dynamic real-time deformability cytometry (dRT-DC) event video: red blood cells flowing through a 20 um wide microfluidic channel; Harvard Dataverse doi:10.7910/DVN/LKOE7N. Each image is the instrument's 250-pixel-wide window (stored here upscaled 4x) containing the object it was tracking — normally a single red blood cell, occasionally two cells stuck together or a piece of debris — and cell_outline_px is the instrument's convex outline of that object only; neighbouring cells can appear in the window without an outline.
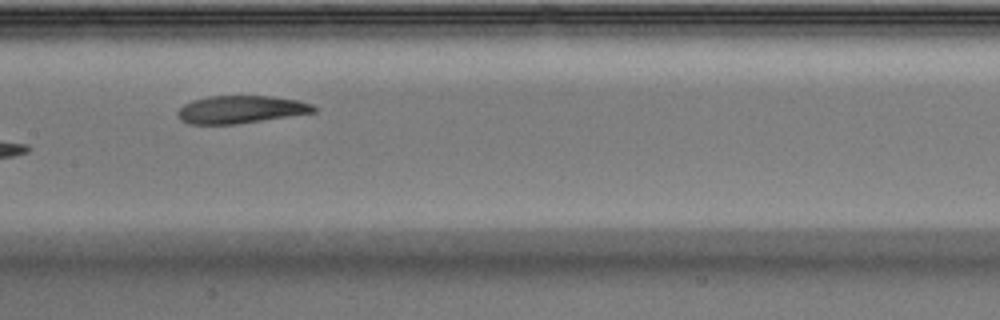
{"species": "Egyptian fruit bat (a non-hibernating species)", "species_latin": "Rousettus aegyptiacus", "temperature_condition": "warm", "stored_images_in_passage": 5, "camera_frame_rate_fps": 3000, "um_per_image_px": 0.085, "animal": {"sex": "male"}, "frame": {"image": 1, "passage_image": 5, "time_ms": 1.333, "image_size_px": [1000, 320], "cell_outline_px": [[316, 112], [236, 124], [188, 124], [180, 120], [176, 112], [184, 104], [192, 100], [208, 96], [272, 96], [296, 100], [312, 104], [316, 108]], "centroid_in_image_um": [20.43, 9.3], "position_along_channel_um": 187.0, "area_um2": 21.91}}